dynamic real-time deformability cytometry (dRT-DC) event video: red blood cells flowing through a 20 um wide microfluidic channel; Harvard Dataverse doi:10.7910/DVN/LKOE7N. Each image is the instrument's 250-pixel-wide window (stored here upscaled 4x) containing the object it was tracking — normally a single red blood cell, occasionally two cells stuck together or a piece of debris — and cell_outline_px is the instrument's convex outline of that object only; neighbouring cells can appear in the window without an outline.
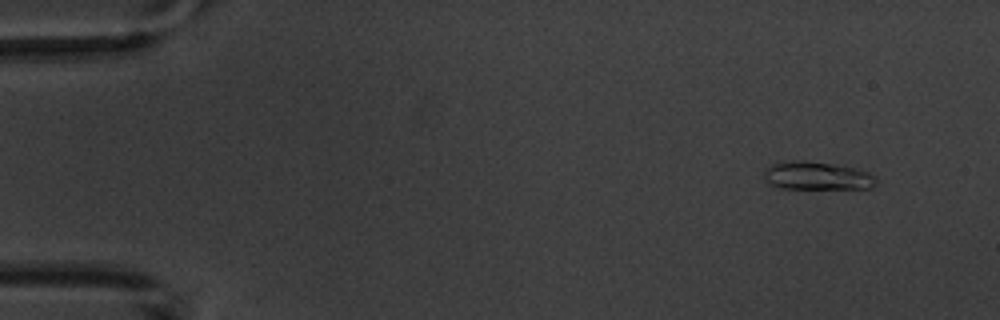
{"species": "common noctule bat (a hibernating species)", "species_latin": "Nyctalus noctula", "temperature_condition": "warm", "stored_images_in_passage": 4, "camera_frame_rate_fps": 3000, "um_per_image_px": 0.085, "animal": {"sex": "male", "body_mass_g": 20.1, "forearm_length_mm": 53.5}, "frame": {"image": 1, "passage_image": 1, "time_ms": 0.0, "image_size_px": [1000, 320], "cell_outline_px": [[876, 184], [868, 188], [776, 188], [768, 184], [764, 180], [764, 168], [772, 164], [804, 160], [856, 168], [868, 172], [876, 176]], "centroid_in_image_um": [69.41, 14.95], "position_along_channel_um": 15.6, "area_um2": 18.26}}